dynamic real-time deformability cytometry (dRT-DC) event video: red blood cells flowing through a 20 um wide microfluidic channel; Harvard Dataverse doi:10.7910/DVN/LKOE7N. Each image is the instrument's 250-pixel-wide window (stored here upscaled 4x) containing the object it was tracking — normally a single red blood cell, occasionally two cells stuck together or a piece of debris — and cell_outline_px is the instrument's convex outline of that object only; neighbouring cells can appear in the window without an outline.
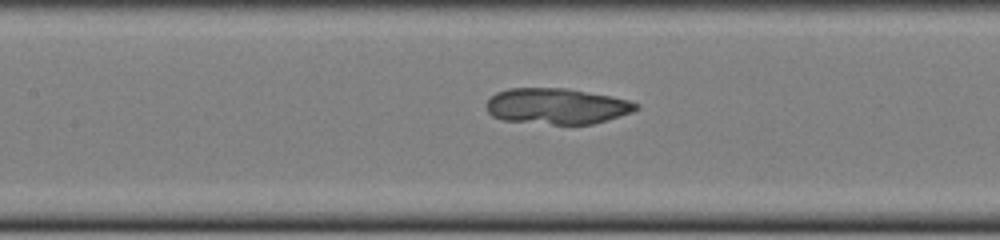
{"species": "common noctule bat (a hibernating species)", "species_latin": "Nyctalus noctula", "temperature_condition": "cold", "stored_images_in_passage": 36, "camera_frame_rate_fps": 3000, "um_per_image_px": 0.085, "animal": {"sex": "female", "body_mass_g": 22.0, "forearm_length_mm": 56.7}, "frame": {"image": 1, "passage_image": 17, "time_ms": 5.333, "image_size_px": [1000, 240], "cell_outline_px": [[640, 108], [632, 112], [608, 120], [592, 124], [552, 124], [504, 120], [492, 116], [488, 112], [484, 104], [496, 92], [508, 88], [568, 88], [612, 96], [628, 100], [640, 104]], "centroid_in_image_um": [47.34, 9.02], "position_along_channel_um": 160.1, "area_um2": 31.5}}
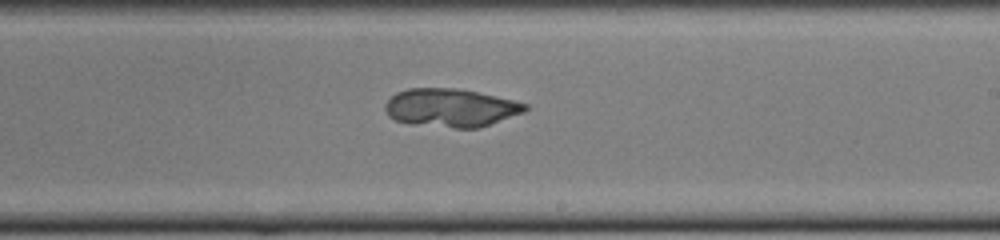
{"frame": {"image": 2, "passage_image": 24, "time_ms": 7.667, "image_size_px": [1000, 240], "cell_outline_px": [[528, 108], [524, 112], [480, 128], [452, 128], [408, 124], [396, 120], [388, 116], [384, 108], [384, 104], [396, 92], [408, 88], [456, 88], [476, 92], [512, 100], [528, 104]], "centroid_in_image_um": [38.28, 9.17], "position_along_channel_um": 250.7, "area_um2": 31.33}}
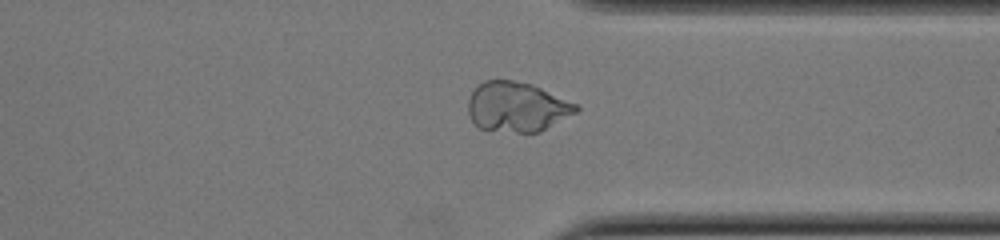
{"frame": {"image": 3, "passage_image": 33, "time_ms": 10.667, "image_size_px": [1000, 240], "cell_outline_px": [[580, 108], [576, 112], [540, 132], [516, 132], [480, 128], [468, 116], [468, 100], [472, 92], [484, 80], [512, 80], [532, 84], [580, 104]], "centroid_in_image_um": [43.97, 9.07], "position_along_channel_um": 367.4, "area_um2": 31.33}}